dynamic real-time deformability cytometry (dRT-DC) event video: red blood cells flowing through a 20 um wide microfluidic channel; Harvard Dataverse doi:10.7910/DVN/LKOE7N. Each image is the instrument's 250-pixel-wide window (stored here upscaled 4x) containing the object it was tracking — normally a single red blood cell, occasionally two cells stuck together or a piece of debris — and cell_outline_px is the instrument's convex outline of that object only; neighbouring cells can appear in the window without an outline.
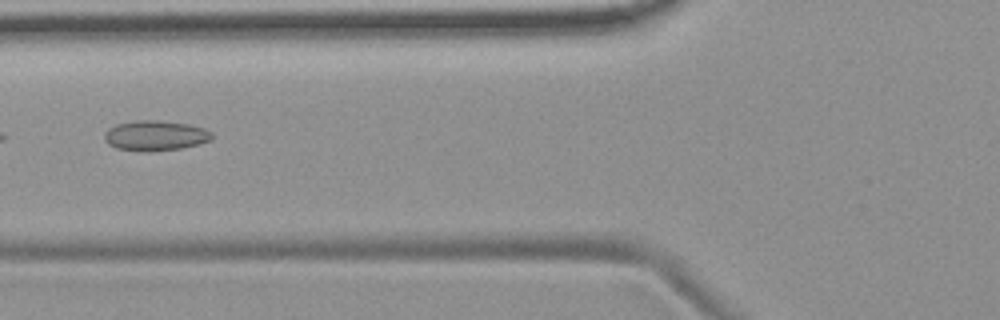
{"species": "common noctule bat (a hibernating species)", "species_latin": "Nyctalus noctula", "temperature_condition": "room temperature", "stored_images_in_passage": 2, "camera_frame_rate_fps": 3000, "um_per_image_px": 0.085, "animal": {"sex": "female", "body_mass_g": 19.9}, "frame": {"image": 1, "passage_image": 2, "time_ms": 1.0, "image_size_px": [1000, 320], "cell_outline_px": [[212, 140], [200, 144], [180, 148], [152, 152], [140, 152], [116, 148], [108, 144], [104, 140], [104, 132], [108, 128], [116, 124], [140, 120], [160, 120], [188, 124], [204, 128], [212, 132]], "centroid_in_image_um": [13.19, 11.54], "position_along_channel_um": 112.6, "area_um2": 19.19}}